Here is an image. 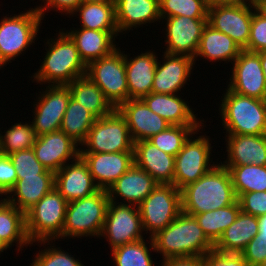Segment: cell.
<instances>
[{
	"label": "cell",
	"instance_id": "6da1fadb",
	"mask_svg": "<svg viewBox=\"0 0 266 266\" xmlns=\"http://www.w3.org/2000/svg\"><path fill=\"white\" fill-rule=\"evenodd\" d=\"M236 201L230 173L220 163L181 190L182 212L191 216L229 206Z\"/></svg>",
	"mask_w": 266,
	"mask_h": 266
},
{
	"label": "cell",
	"instance_id": "7a4b0ae2",
	"mask_svg": "<svg viewBox=\"0 0 266 266\" xmlns=\"http://www.w3.org/2000/svg\"><path fill=\"white\" fill-rule=\"evenodd\" d=\"M155 252L163 260L174 257H203L214 250L194 216L181 212L165 229L151 237Z\"/></svg>",
	"mask_w": 266,
	"mask_h": 266
},
{
	"label": "cell",
	"instance_id": "3957f363",
	"mask_svg": "<svg viewBox=\"0 0 266 266\" xmlns=\"http://www.w3.org/2000/svg\"><path fill=\"white\" fill-rule=\"evenodd\" d=\"M48 49L41 66L34 73L35 80L41 85H69L87 72V65L80 58L77 47L71 38L63 31L55 39H48Z\"/></svg>",
	"mask_w": 266,
	"mask_h": 266
},
{
	"label": "cell",
	"instance_id": "277c9868",
	"mask_svg": "<svg viewBox=\"0 0 266 266\" xmlns=\"http://www.w3.org/2000/svg\"><path fill=\"white\" fill-rule=\"evenodd\" d=\"M219 107L226 134H266L265 100L237 94L228 87Z\"/></svg>",
	"mask_w": 266,
	"mask_h": 266
},
{
	"label": "cell",
	"instance_id": "5b68a950",
	"mask_svg": "<svg viewBox=\"0 0 266 266\" xmlns=\"http://www.w3.org/2000/svg\"><path fill=\"white\" fill-rule=\"evenodd\" d=\"M68 202L54 187L26 213V234L31 244L61 239Z\"/></svg>",
	"mask_w": 266,
	"mask_h": 266
},
{
	"label": "cell",
	"instance_id": "8992f818",
	"mask_svg": "<svg viewBox=\"0 0 266 266\" xmlns=\"http://www.w3.org/2000/svg\"><path fill=\"white\" fill-rule=\"evenodd\" d=\"M109 201L107 190L99 189L92 195L69 202L61 239L82 236L100 237Z\"/></svg>",
	"mask_w": 266,
	"mask_h": 266
},
{
	"label": "cell",
	"instance_id": "52a82bcc",
	"mask_svg": "<svg viewBox=\"0 0 266 266\" xmlns=\"http://www.w3.org/2000/svg\"><path fill=\"white\" fill-rule=\"evenodd\" d=\"M43 18L36 8L27 12L4 16L0 21V66L12 62L29 45L35 43ZM21 53V54H20Z\"/></svg>",
	"mask_w": 266,
	"mask_h": 266
},
{
	"label": "cell",
	"instance_id": "ba28073f",
	"mask_svg": "<svg viewBox=\"0 0 266 266\" xmlns=\"http://www.w3.org/2000/svg\"><path fill=\"white\" fill-rule=\"evenodd\" d=\"M86 75L101 89L115 109L129 100L125 54L119 47L111 54L91 61L87 65Z\"/></svg>",
	"mask_w": 266,
	"mask_h": 266
},
{
	"label": "cell",
	"instance_id": "9c48e42d",
	"mask_svg": "<svg viewBox=\"0 0 266 266\" xmlns=\"http://www.w3.org/2000/svg\"><path fill=\"white\" fill-rule=\"evenodd\" d=\"M80 146L87 147L80 148V153H115L133 151L134 141L125 118L115 109L111 114L97 118Z\"/></svg>",
	"mask_w": 266,
	"mask_h": 266
},
{
	"label": "cell",
	"instance_id": "30bf717a",
	"mask_svg": "<svg viewBox=\"0 0 266 266\" xmlns=\"http://www.w3.org/2000/svg\"><path fill=\"white\" fill-rule=\"evenodd\" d=\"M138 209L143 229L152 237L182 212L181 191L173 184H158L138 205Z\"/></svg>",
	"mask_w": 266,
	"mask_h": 266
},
{
	"label": "cell",
	"instance_id": "8fae6325",
	"mask_svg": "<svg viewBox=\"0 0 266 266\" xmlns=\"http://www.w3.org/2000/svg\"><path fill=\"white\" fill-rule=\"evenodd\" d=\"M186 140L182 149L175 156V174L173 185L180 191L187 185L196 182L216 164H209L212 151L208 136H197Z\"/></svg>",
	"mask_w": 266,
	"mask_h": 266
},
{
	"label": "cell",
	"instance_id": "7c38bea8",
	"mask_svg": "<svg viewBox=\"0 0 266 266\" xmlns=\"http://www.w3.org/2000/svg\"><path fill=\"white\" fill-rule=\"evenodd\" d=\"M142 232L144 229L138 206L109 201L100 237L108 239L110 248L142 240Z\"/></svg>",
	"mask_w": 266,
	"mask_h": 266
},
{
	"label": "cell",
	"instance_id": "4fadbf2b",
	"mask_svg": "<svg viewBox=\"0 0 266 266\" xmlns=\"http://www.w3.org/2000/svg\"><path fill=\"white\" fill-rule=\"evenodd\" d=\"M34 104L32 128L37 136L59 131L71 97L68 85H47Z\"/></svg>",
	"mask_w": 266,
	"mask_h": 266
},
{
	"label": "cell",
	"instance_id": "5bb4252c",
	"mask_svg": "<svg viewBox=\"0 0 266 266\" xmlns=\"http://www.w3.org/2000/svg\"><path fill=\"white\" fill-rule=\"evenodd\" d=\"M253 8H257V6L209 4L207 15L208 24L214 29L230 36L244 49L249 42Z\"/></svg>",
	"mask_w": 266,
	"mask_h": 266
},
{
	"label": "cell",
	"instance_id": "9a60e30c",
	"mask_svg": "<svg viewBox=\"0 0 266 266\" xmlns=\"http://www.w3.org/2000/svg\"><path fill=\"white\" fill-rule=\"evenodd\" d=\"M232 64L228 88L240 95L266 100V82L260 56L255 52L242 50Z\"/></svg>",
	"mask_w": 266,
	"mask_h": 266
},
{
	"label": "cell",
	"instance_id": "2e32d148",
	"mask_svg": "<svg viewBox=\"0 0 266 266\" xmlns=\"http://www.w3.org/2000/svg\"><path fill=\"white\" fill-rule=\"evenodd\" d=\"M166 22V50L168 54L186 55L195 58L200 39L208 19L187 16L163 18Z\"/></svg>",
	"mask_w": 266,
	"mask_h": 266
},
{
	"label": "cell",
	"instance_id": "e0dca14e",
	"mask_svg": "<svg viewBox=\"0 0 266 266\" xmlns=\"http://www.w3.org/2000/svg\"><path fill=\"white\" fill-rule=\"evenodd\" d=\"M79 145L63 131L37 136L33 150L38 161L49 171L56 173L70 159L80 156Z\"/></svg>",
	"mask_w": 266,
	"mask_h": 266
},
{
	"label": "cell",
	"instance_id": "ac0fdd59",
	"mask_svg": "<svg viewBox=\"0 0 266 266\" xmlns=\"http://www.w3.org/2000/svg\"><path fill=\"white\" fill-rule=\"evenodd\" d=\"M117 110L125 118L134 142L148 140L171 124L151 111L142 99H129Z\"/></svg>",
	"mask_w": 266,
	"mask_h": 266
},
{
	"label": "cell",
	"instance_id": "d6986e66",
	"mask_svg": "<svg viewBox=\"0 0 266 266\" xmlns=\"http://www.w3.org/2000/svg\"><path fill=\"white\" fill-rule=\"evenodd\" d=\"M65 164L55 173L56 190L69 203L87 197L99 190L81 156Z\"/></svg>",
	"mask_w": 266,
	"mask_h": 266
},
{
	"label": "cell",
	"instance_id": "ffe728a7",
	"mask_svg": "<svg viewBox=\"0 0 266 266\" xmlns=\"http://www.w3.org/2000/svg\"><path fill=\"white\" fill-rule=\"evenodd\" d=\"M95 184L108 190L133 164V151L115 153H80Z\"/></svg>",
	"mask_w": 266,
	"mask_h": 266
},
{
	"label": "cell",
	"instance_id": "44dd1931",
	"mask_svg": "<svg viewBox=\"0 0 266 266\" xmlns=\"http://www.w3.org/2000/svg\"><path fill=\"white\" fill-rule=\"evenodd\" d=\"M164 53V61L157 62L152 91L159 94H178L190 80L194 59L186 55Z\"/></svg>",
	"mask_w": 266,
	"mask_h": 266
},
{
	"label": "cell",
	"instance_id": "7402d4cb",
	"mask_svg": "<svg viewBox=\"0 0 266 266\" xmlns=\"http://www.w3.org/2000/svg\"><path fill=\"white\" fill-rule=\"evenodd\" d=\"M158 184L148 172L133 164L110 186L107 193L112 202H116L119 196L124 202L120 201V204L138 206Z\"/></svg>",
	"mask_w": 266,
	"mask_h": 266
},
{
	"label": "cell",
	"instance_id": "603a6c76",
	"mask_svg": "<svg viewBox=\"0 0 266 266\" xmlns=\"http://www.w3.org/2000/svg\"><path fill=\"white\" fill-rule=\"evenodd\" d=\"M134 164L148 172L159 184H173L175 156L163 152L149 140L134 142Z\"/></svg>",
	"mask_w": 266,
	"mask_h": 266
},
{
	"label": "cell",
	"instance_id": "cb8c5ba5",
	"mask_svg": "<svg viewBox=\"0 0 266 266\" xmlns=\"http://www.w3.org/2000/svg\"><path fill=\"white\" fill-rule=\"evenodd\" d=\"M226 137L227 160L220 162L223 166H266V134H226Z\"/></svg>",
	"mask_w": 266,
	"mask_h": 266
},
{
	"label": "cell",
	"instance_id": "d4e9b609",
	"mask_svg": "<svg viewBox=\"0 0 266 266\" xmlns=\"http://www.w3.org/2000/svg\"><path fill=\"white\" fill-rule=\"evenodd\" d=\"M79 29V30H78ZM65 32L77 47L80 58L88 65L91 61L111 54L116 47L115 37L119 31H98L78 28Z\"/></svg>",
	"mask_w": 266,
	"mask_h": 266
},
{
	"label": "cell",
	"instance_id": "484cf974",
	"mask_svg": "<svg viewBox=\"0 0 266 266\" xmlns=\"http://www.w3.org/2000/svg\"><path fill=\"white\" fill-rule=\"evenodd\" d=\"M156 53L147 51L134 58L125 54V68L129 99H142L152 91L156 71ZM130 60V61H129Z\"/></svg>",
	"mask_w": 266,
	"mask_h": 266
},
{
	"label": "cell",
	"instance_id": "4316f807",
	"mask_svg": "<svg viewBox=\"0 0 266 266\" xmlns=\"http://www.w3.org/2000/svg\"><path fill=\"white\" fill-rule=\"evenodd\" d=\"M119 33L147 23L160 22L159 0H114Z\"/></svg>",
	"mask_w": 266,
	"mask_h": 266
},
{
	"label": "cell",
	"instance_id": "83f0119b",
	"mask_svg": "<svg viewBox=\"0 0 266 266\" xmlns=\"http://www.w3.org/2000/svg\"><path fill=\"white\" fill-rule=\"evenodd\" d=\"M142 100L148 108L171 125H202L204 120H197L189 104L176 94H159L151 92Z\"/></svg>",
	"mask_w": 266,
	"mask_h": 266
},
{
	"label": "cell",
	"instance_id": "f1b7e54d",
	"mask_svg": "<svg viewBox=\"0 0 266 266\" xmlns=\"http://www.w3.org/2000/svg\"><path fill=\"white\" fill-rule=\"evenodd\" d=\"M54 185L55 174H39L24 177L16 181L7 196H5L7 198L4 199L26 213L41 198L48 194L54 188Z\"/></svg>",
	"mask_w": 266,
	"mask_h": 266
},
{
	"label": "cell",
	"instance_id": "f546056e",
	"mask_svg": "<svg viewBox=\"0 0 266 266\" xmlns=\"http://www.w3.org/2000/svg\"><path fill=\"white\" fill-rule=\"evenodd\" d=\"M257 233V217L240 210L235 221L214 244V250L224 253H241Z\"/></svg>",
	"mask_w": 266,
	"mask_h": 266
},
{
	"label": "cell",
	"instance_id": "4dcf8cb0",
	"mask_svg": "<svg viewBox=\"0 0 266 266\" xmlns=\"http://www.w3.org/2000/svg\"><path fill=\"white\" fill-rule=\"evenodd\" d=\"M242 50L230 36L214 29L207 23L203 30L194 62L199 56L205 57L204 59L210 60V62L230 61L232 64Z\"/></svg>",
	"mask_w": 266,
	"mask_h": 266
},
{
	"label": "cell",
	"instance_id": "1f68e13d",
	"mask_svg": "<svg viewBox=\"0 0 266 266\" xmlns=\"http://www.w3.org/2000/svg\"><path fill=\"white\" fill-rule=\"evenodd\" d=\"M68 87L71 97L97 118L107 116L115 110L101 89L86 74L71 82Z\"/></svg>",
	"mask_w": 266,
	"mask_h": 266
},
{
	"label": "cell",
	"instance_id": "d6a6232c",
	"mask_svg": "<svg viewBox=\"0 0 266 266\" xmlns=\"http://www.w3.org/2000/svg\"><path fill=\"white\" fill-rule=\"evenodd\" d=\"M0 239L11 247L16 243L18 251L31 245L26 234L25 213L4 198L0 200Z\"/></svg>",
	"mask_w": 266,
	"mask_h": 266
},
{
	"label": "cell",
	"instance_id": "836d02e7",
	"mask_svg": "<svg viewBox=\"0 0 266 266\" xmlns=\"http://www.w3.org/2000/svg\"><path fill=\"white\" fill-rule=\"evenodd\" d=\"M81 20V28L98 31H119L115 17L114 2H82L73 12Z\"/></svg>",
	"mask_w": 266,
	"mask_h": 266
},
{
	"label": "cell",
	"instance_id": "e575fe53",
	"mask_svg": "<svg viewBox=\"0 0 266 266\" xmlns=\"http://www.w3.org/2000/svg\"><path fill=\"white\" fill-rule=\"evenodd\" d=\"M96 120L97 117L92 112L70 97L60 130L80 145L86 140Z\"/></svg>",
	"mask_w": 266,
	"mask_h": 266
},
{
	"label": "cell",
	"instance_id": "d590c367",
	"mask_svg": "<svg viewBox=\"0 0 266 266\" xmlns=\"http://www.w3.org/2000/svg\"><path fill=\"white\" fill-rule=\"evenodd\" d=\"M240 212L238 200L229 206L193 215L207 238L215 244Z\"/></svg>",
	"mask_w": 266,
	"mask_h": 266
},
{
	"label": "cell",
	"instance_id": "8d00e7d4",
	"mask_svg": "<svg viewBox=\"0 0 266 266\" xmlns=\"http://www.w3.org/2000/svg\"><path fill=\"white\" fill-rule=\"evenodd\" d=\"M228 169L237 198L242 193L266 191V166H224Z\"/></svg>",
	"mask_w": 266,
	"mask_h": 266
},
{
	"label": "cell",
	"instance_id": "74e56055",
	"mask_svg": "<svg viewBox=\"0 0 266 266\" xmlns=\"http://www.w3.org/2000/svg\"><path fill=\"white\" fill-rule=\"evenodd\" d=\"M150 243L145 239L124 244L111 249V256L116 266H154L151 257V250L155 252L153 240L149 237ZM147 244H150L148 248Z\"/></svg>",
	"mask_w": 266,
	"mask_h": 266
},
{
	"label": "cell",
	"instance_id": "f35d334b",
	"mask_svg": "<svg viewBox=\"0 0 266 266\" xmlns=\"http://www.w3.org/2000/svg\"><path fill=\"white\" fill-rule=\"evenodd\" d=\"M200 126L204 125H171L148 140L163 152L176 156L190 135L200 131Z\"/></svg>",
	"mask_w": 266,
	"mask_h": 266
},
{
	"label": "cell",
	"instance_id": "ab89813d",
	"mask_svg": "<svg viewBox=\"0 0 266 266\" xmlns=\"http://www.w3.org/2000/svg\"><path fill=\"white\" fill-rule=\"evenodd\" d=\"M36 138L37 135L31 123L12 124L5 134L0 133V154L8 156L21 150L31 149Z\"/></svg>",
	"mask_w": 266,
	"mask_h": 266
},
{
	"label": "cell",
	"instance_id": "60d3db41",
	"mask_svg": "<svg viewBox=\"0 0 266 266\" xmlns=\"http://www.w3.org/2000/svg\"><path fill=\"white\" fill-rule=\"evenodd\" d=\"M209 0H159V15L162 18L187 16L207 19Z\"/></svg>",
	"mask_w": 266,
	"mask_h": 266
},
{
	"label": "cell",
	"instance_id": "b9f144b4",
	"mask_svg": "<svg viewBox=\"0 0 266 266\" xmlns=\"http://www.w3.org/2000/svg\"><path fill=\"white\" fill-rule=\"evenodd\" d=\"M17 175V180L39 174H55L47 170L36 158L33 148L8 155Z\"/></svg>",
	"mask_w": 266,
	"mask_h": 266
},
{
	"label": "cell",
	"instance_id": "7bdbcfd3",
	"mask_svg": "<svg viewBox=\"0 0 266 266\" xmlns=\"http://www.w3.org/2000/svg\"><path fill=\"white\" fill-rule=\"evenodd\" d=\"M32 261L30 266H84L79 259L54 245L39 251Z\"/></svg>",
	"mask_w": 266,
	"mask_h": 266
},
{
	"label": "cell",
	"instance_id": "ee69618b",
	"mask_svg": "<svg viewBox=\"0 0 266 266\" xmlns=\"http://www.w3.org/2000/svg\"><path fill=\"white\" fill-rule=\"evenodd\" d=\"M249 52L266 51V16L254 8L248 45L243 49Z\"/></svg>",
	"mask_w": 266,
	"mask_h": 266
},
{
	"label": "cell",
	"instance_id": "f6af8a7d",
	"mask_svg": "<svg viewBox=\"0 0 266 266\" xmlns=\"http://www.w3.org/2000/svg\"><path fill=\"white\" fill-rule=\"evenodd\" d=\"M237 200L244 213L256 217L266 214V191L242 193Z\"/></svg>",
	"mask_w": 266,
	"mask_h": 266
},
{
	"label": "cell",
	"instance_id": "bcb514c9",
	"mask_svg": "<svg viewBox=\"0 0 266 266\" xmlns=\"http://www.w3.org/2000/svg\"><path fill=\"white\" fill-rule=\"evenodd\" d=\"M204 266H249L241 253L208 252L202 257Z\"/></svg>",
	"mask_w": 266,
	"mask_h": 266
},
{
	"label": "cell",
	"instance_id": "7dc6e473",
	"mask_svg": "<svg viewBox=\"0 0 266 266\" xmlns=\"http://www.w3.org/2000/svg\"><path fill=\"white\" fill-rule=\"evenodd\" d=\"M16 181V170L10 158L7 155L0 154V196H6Z\"/></svg>",
	"mask_w": 266,
	"mask_h": 266
},
{
	"label": "cell",
	"instance_id": "c3c4849f",
	"mask_svg": "<svg viewBox=\"0 0 266 266\" xmlns=\"http://www.w3.org/2000/svg\"><path fill=\"white\" fill-rule=\"evenodd\" d=\"M44 5L36 6V10L40 13L41 17L44 19V12L47 9L54 11L64 12L65 15H71L72 12L83 2L82 0H42Z\"/></svg>",
	"mask_w": 266,
	"mask_h": 266
},
{
	"label": "cell",
	"instance_id": "681fc988",
	"mask_svg": "<svg viewBox=\"0 0 266 266\" xmlns=\"http://www.w3.org/2000/svg\"><path fill=\"white\" fill-rule=\"evenodd\" d=\"M249 266H258L266 257V244L255 243L252 239L241 252Z\"/></svg>",
	"mask_w": 266,
	"mask_h": 266
},
{
	"label": "cell",
	"instance_id": "f907efd6",
	"mask_svg": "<svg viewBox=\"0 0 266 266\" xmlns=\"http://www.w3.org/2000/svg\"><path fill=\"white\" fill-rule=\"evenodd\" d=\"M162 266H204L202 257H174L161 262Z\"/></svg>",
	"mask_w": 266,
	"mask_h": 266
},
{
	"label": "cell",
	"instance_id": "816d5d0a",
	"mask_svg": "<svg viewBox=\"0 0 266 266\" xmlns=\"http://www.w3.org/2000/svg\"><path fill=\"white\" fill-rule=\"evenodd\" d=\"M258 219V233L253 237L255 243L266 244V214L257 217Z\"/></svg>",
	"mask_w": 266,
	"mask_h": 266
},
{
	"label": "cell",
	"instance_id": "f5cc1de1",
	"mask_svg": "<svg viewBox=\"0 0 266 266\" xmlns=\"http://www.w3.org/2000/svg\"><path fill=\"white\" fill-rule=\"evenodd\" d=\"M209 4L230 5V6H247V5H251L250 4V0H209Z\"/></svg>",
	"mask_w": 266,
	"mask_h": 266
},
{
	"label": "cell",
	"instance_id": "db71d44e",
	"mask_svg": "<svg viewBox=\"0 0 266 266\" xmlns=\"http://www.w3.org/2000/svg\"><path fill=\"white\" fill-rule=\"evenodd\" d=\"M257 54L260 56L261 67L263 69V74L266 82V51H261Z\"/></svg>",
	"mask_w": 266,
	"mask_h": 266
},
{
	"label": "cell",
	"instance_id": "11a10c76",
	"mask_svg": "<svg viewBox=\"0 0 266 266\" xmlns=\"http://www.w3.org/2000/svg\"><path fill=\"white\" fill-rule=\"evenodd\" d=\"M257 9L266 16V0L261 1L257 5Z\"/></svg>",
	"mask_w": 266,
	"mask_h": 266
},
{
	"label": "cell",
	"instance_id": "9f6ffc18",
	"mask_svg": "<svg viewBox=\"0 0 266 266\" xmlns=\"http://www.w3.org/2000/svg\"><path fill=\"white\" fill-rule=\"evenodd\" d=\"M83 2H97V3H106V2H114V0H82Z\"/></svg>",
	"mask_w": 266,
	"mask_h": 266
},
{
	"label": "cell",
	"instance_id": "6f0895ef",
	"mask_svg": "<svg viewBox=\"0 0 266 266\" xmlns=\"http://www.w3.org/2000/svg\"><path fill=\"white\" fill-rule=\"evenodd\" d=\"M9 248L1 239H0V254Z\"/></svg>",
	"mask_w": 266,
	"mask_h": 266
},
{
	"label": "cell",
	"instance_id": "680465c9",
	"mask_svg": "<svg viewBox=\"0 0 266 266\" xmlns=\"http://www.w3.org/2000/svg\"><path fill=\"white\" fill-rule=\"evenodd\" d=\"M261 1H263V0H250V4L257 6Z\"/></svg>",
	"mask_w": 266,
	"mask_h": 266
},
{
	"label": "cell",
	"instance_id": "91938a15",
	"mask_svg": "<svg viewBox=\"0 0 266 266\" xmlns=\"http://www.w3.org/2000/svg\"><path fill=\"white\" fill-rule=\"evenodd\" d=\"M258 266H266V257Z\"/></svg>",
	"mask_w": 266,
	"mask_h": 266
},
{
	"label": "cell",
	"instance_id": "94428289",
	"mask_svg": "<svg viewBox=\"0 0 266 266\" xmlns=\"http://www.w3.org/2000/svg\"><path fill=\"white\" fill-rule=\"evenodd\" d=\"M265 122H266V100H265Z\"/></svg>",
	"mask_w": 266,
	"mask_h": 266
}]
</instances>
